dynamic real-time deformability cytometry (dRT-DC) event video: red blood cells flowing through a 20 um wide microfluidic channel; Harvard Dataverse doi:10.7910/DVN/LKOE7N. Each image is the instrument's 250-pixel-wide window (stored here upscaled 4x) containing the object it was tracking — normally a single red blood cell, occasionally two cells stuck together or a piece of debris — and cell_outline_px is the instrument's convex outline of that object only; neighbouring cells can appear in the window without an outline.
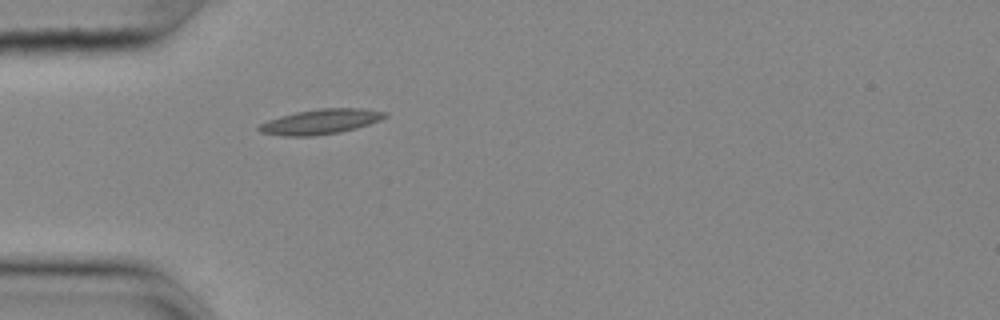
{"species": "common noctule bat (a hibernating species)", "species_latin": "Nyctalus noctula", "temperature_condition": "cold", "stored_images_in_passage": 40, "camera_frame_rate_fps": 3000, "um_per_image_px": 0.085, "animal": {"sex": "female", "body_mass_g": 25.1}, "frame": {"image": 1, "passage_image": 1, "time_ms": 0.0, "image_size_px": [1000, 320], "cell_outline_px": [[388, 116], [380, 120], [356, 128], [340, 132], [312, 136], [284, 136], [260, 132], [256, 128], [260, 124], [268, 120], [280, 116], [296, 112], [320, 108], [364, 108], [388, 112]], "centroid_in_image_um": [27.26, 10.33], "position_along_channel_um": 57.7, "area_um2": 18.38}}
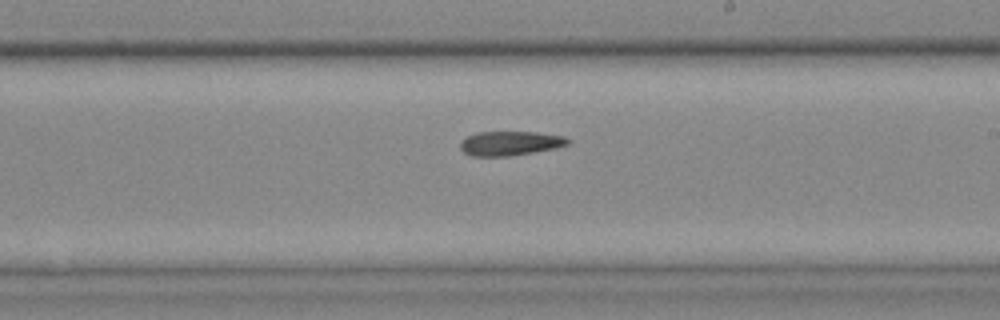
{"frame": {"image": 2, "passage_image": 17, "time_ms": 5.333, "image_size_px": [1000, 320], "cell_outline_px": [[568, 144], [556, 148], [508, 156], [472, 156], [464, 152], [460, 148], [460, 144], [468, 136], [476, 132], [536, 132], [564, 136], [568, 140]], "centroid_in_image_um": [43.35, 12.18], "position_along_channel_um": 245.7, "area_um2": 15.03}}
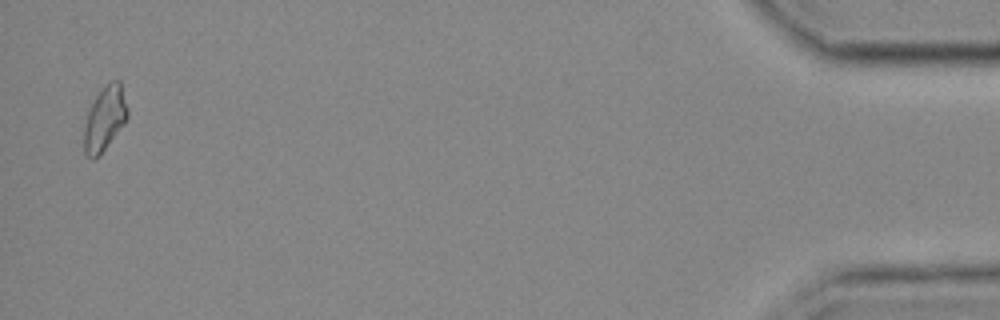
{"frame": {"image": 3, "passage_image": 39, "time_ms": 12.667, "image_size_px": [1000, 320], "cell_outline_px": [[128, 116], [124, 124], [100, 156], [92, 160], [84, 152], [84, 124], [88, 112], [96, 96], [104, 84], [112, 80], [120, 80], [128, 108]], "centroid_in_image_um": [8.91, 10.08], "position_along_channel_um": 426.3, "area_um2": 16.47}}